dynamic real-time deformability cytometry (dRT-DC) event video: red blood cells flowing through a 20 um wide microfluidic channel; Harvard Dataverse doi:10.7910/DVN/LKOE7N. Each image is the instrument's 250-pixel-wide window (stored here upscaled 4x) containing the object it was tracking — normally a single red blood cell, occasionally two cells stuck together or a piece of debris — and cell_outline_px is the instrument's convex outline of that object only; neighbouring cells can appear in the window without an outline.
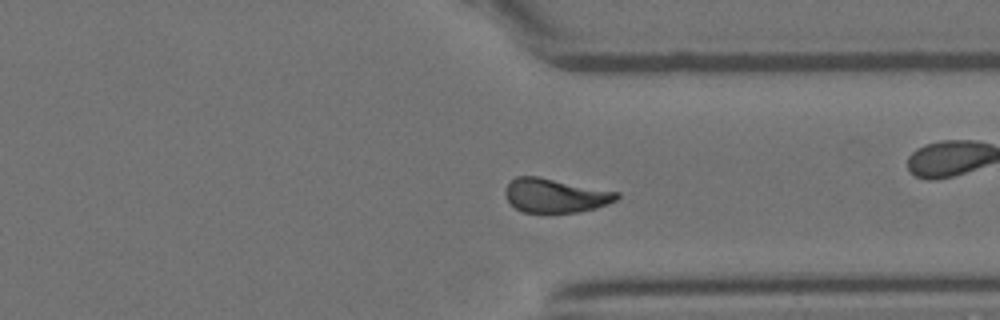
{"species": "Egyptian fruit bat (a non-hibernating species)", "species_latin": "Rousettus aegyptiacus", "temperature_condition": "room temperature", "stored_images_in_passage": 40, "camera_frame_rate_fps": 3000, "um_per_image_px": 0.085, "animal": {"sex": "female"}, "frame": {"image": 1, "passage_image": 29, "time_ms": 9.333, "image_size_px": [1000, 320], "cell_outline_px": [[620, 196], [616, 200], [608, 204], [596, 208], [580, 212], [524, 212], [516, 208], [508, 200], [504, 192], [504, 188], [516, 176], [536, 176], [620, 192]], "centroid_in_image_um": [47.22, 16.62], "position_along_channel_um": 364.2, "area_um2": 22.02}}